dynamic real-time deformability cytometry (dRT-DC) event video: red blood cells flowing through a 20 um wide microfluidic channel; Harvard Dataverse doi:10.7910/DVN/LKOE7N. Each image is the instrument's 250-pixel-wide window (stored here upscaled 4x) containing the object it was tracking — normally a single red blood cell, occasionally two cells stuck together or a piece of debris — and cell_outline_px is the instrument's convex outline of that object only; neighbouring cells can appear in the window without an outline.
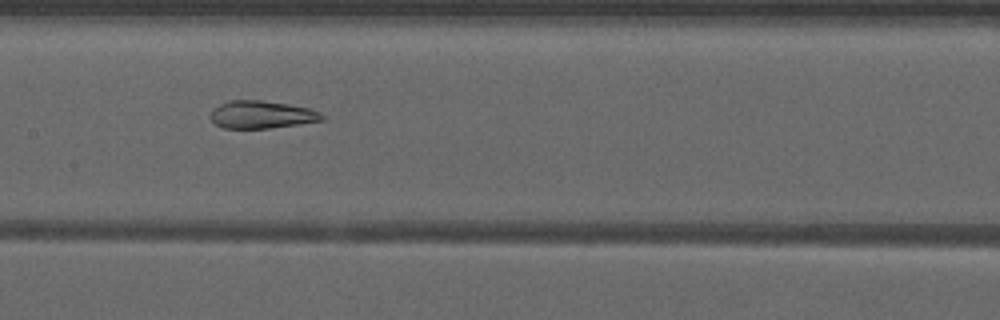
{"species": "common noctule bat (a hibernating species)", "species_latin": "Nyctalus noctula", "temperature_condition": "warm", "stored_images_in_passage": 21, "camera_frame_rate_fps": 3000, "um_per_image_px": 0.085, "animal": {"sex": "male", "forearm_length_mm": 52.5}, "frame": {"image": 1, "passage_image": 13, "time_ms": 4.0, "image_size_px": [1000, 320], "cell_outline_px": [[324, 120], [300, 124], [268, 128], [224, 128], [216, 124], [212, 120], [212, 108], [228, 100], [260, 100], [288, 104], [308, 108], [320, 112], [324, 116]], "centroid_in_image_um": [22.25, 9.74], "position_along_channel_um": 185.2, "area_um2": 17.86}}
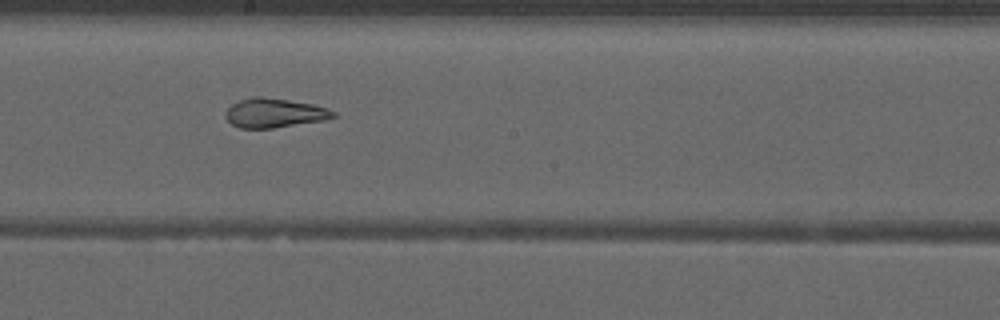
{"frame": {"image": 2, "passage_image": 16, "time_ms": 5.0, "image_size_px": [1000, 320], "cell_outline_px": [[336, 116], [328, 120], [272, 128], [240, 128], [232, 124], [228, 120], [228, 108], [232, 104], [240, 100], [252, 96], [260, 96], [288, 100], [312, 104], [328, 108], [336, 112]], "centroid_in_image_um": [23.39, 9.6], "position_along_channel_um": 224.8, "area_um2": 18.26}}
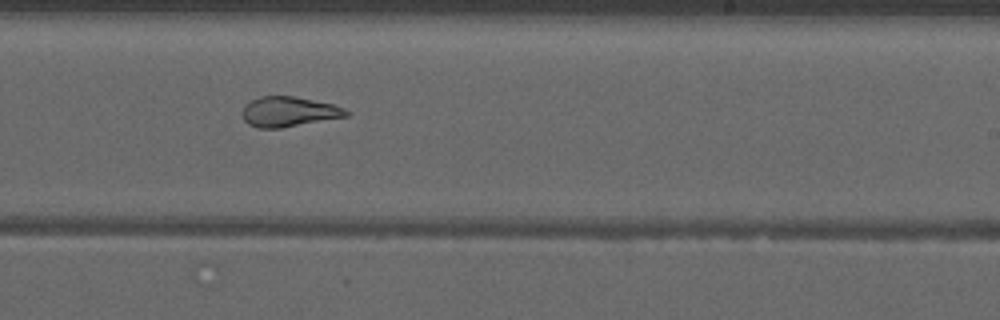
{"frame": {"image": 3, "passage_image": 19, "time_ms": 6.0, "image_size_px": [1000, 320], "cell_outline_px": [[348, 116], [280, 128], [260, 128], [248, 124], [244, 120], [244, 108], [252, 100], [260, 96], [292, 96], [332, 104], [344, 108], [348, 112]], "centroid_in_image_um": [24.56, 9.5], "position_along_channel_um": 264.4, "area_um2": 17.74}}